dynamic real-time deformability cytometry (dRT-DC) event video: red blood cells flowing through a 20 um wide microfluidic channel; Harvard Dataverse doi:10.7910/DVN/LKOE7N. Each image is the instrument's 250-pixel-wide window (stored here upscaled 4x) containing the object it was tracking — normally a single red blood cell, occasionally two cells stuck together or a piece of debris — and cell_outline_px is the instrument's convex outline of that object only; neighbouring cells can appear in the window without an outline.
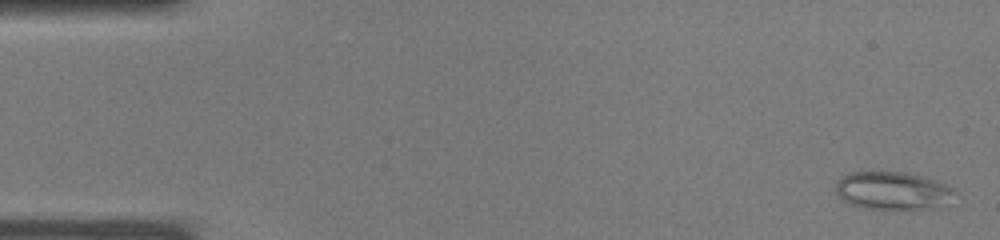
{"species": "common noctule bat (a hibernating species)", "species_latin": "Nyctalus noctula", "temperature_condition": "warm", "stored_images_in_passage": 37, "camera_frame_rate_fps": 3000, "um_per_image_px": 0.085, "animal": {"sex": "male", "body_mass_g": 19.0, "forearm_length_mm": 50.8}, "frame": {"image": 1, "passage_image": 1, "time_ms": 0.0, "image_size_px": [1000, 240], "cell_outline_px": [[960, 192], [944, 204], [936, 208], [864, 208], [840, 200], [836, 196], [836, 180], [848, 172], [908, 172], [956, 188]], "centroid_in_image_um": [75.86, 16.2], "position_along_channel_um": 9.1, "area_um2": 26.36}}
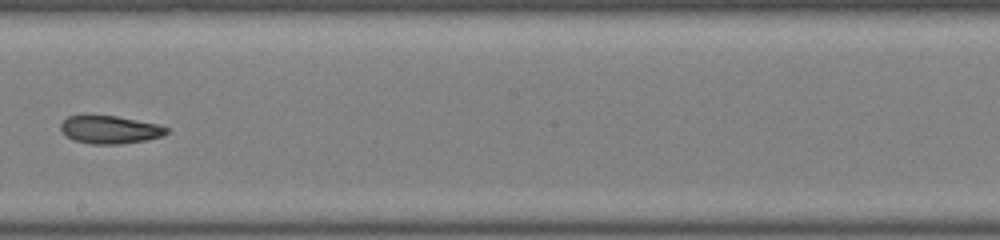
{"frame": {"image": 2, "passage_image": 21, "time_ms": 6.667, "image_size_px": [1000, 240], "cell_outline_px": [[168, 132], [164, 136], [144, 140], [120, 144], [92, 144], [72, 140], [64, 136], [60, 128], [60, 124], [68, 116], [84, 112], [116, 116], [156, 124], [168, 128]], "centroid_in_image_um": [9.24, 10.98], "position_along_channel_um": 239.0, "area_um2": 17.8}}
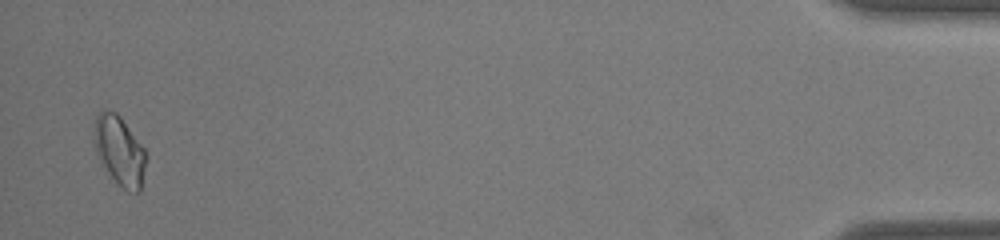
{"frame": {"image": 3, "passage_image": 36, "time_ms": 11.667, "image_size_px": [1000, 240], "cell_outline_px": [[144, 168], [140, 192], [128, 192], [116, 184], [100, 160], [96, 152], [92, 140], [92, 124], [96, 116], [104, 108], [108, 108], [116, 112], [120, 116], [144, 148]], "centroid_in_image_um": [10.09, 12.77], "position_along_channel_um": 425.1, "area_um2": 21.15}}